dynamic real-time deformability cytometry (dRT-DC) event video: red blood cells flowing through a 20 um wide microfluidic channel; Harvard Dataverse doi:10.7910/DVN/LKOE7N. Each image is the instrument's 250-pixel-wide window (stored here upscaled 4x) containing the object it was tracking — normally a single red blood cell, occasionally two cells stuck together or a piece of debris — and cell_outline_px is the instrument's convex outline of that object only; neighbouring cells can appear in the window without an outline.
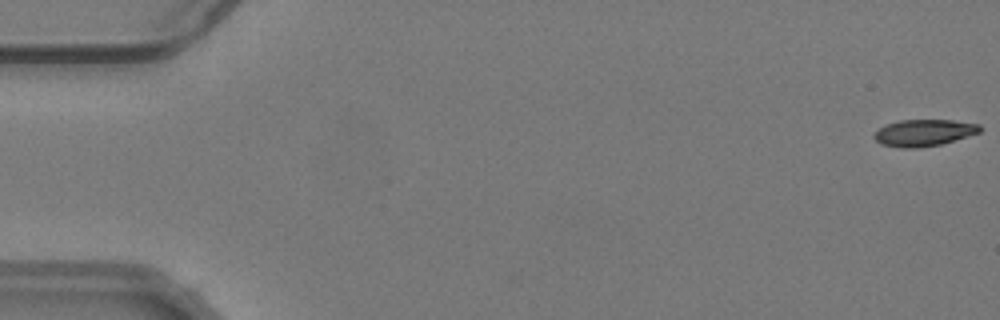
{"species": "common noctule bat (a hibernating species)", "species_latin": "Nyctalus noctula", "temperature_condition": "warm", "stored_images_in_passage": 55, "camera_frame_rate_fps": 3000, "um_per_image_px": 0.085, "animal": {"sex": "male", "body_mass_g": 19.2, "forearm_length_mm": 51.8}, "frame": {"image": 1, "passage_image": 1, "time_ms": 0.0, "image_size_px": [1000, 320], "cell_outline_px": [[984, 128], [980, 132], [940, 144], [920, 148], [900, 148], [880, 144], [872, 136], [880, 128], [888, 124], [900, 120], [952, 120], [980, 124]], "centroid_in_image_um": [78.54, 11.29], "position_along_channel_um": 6.5, "area_um2": 16.42}}
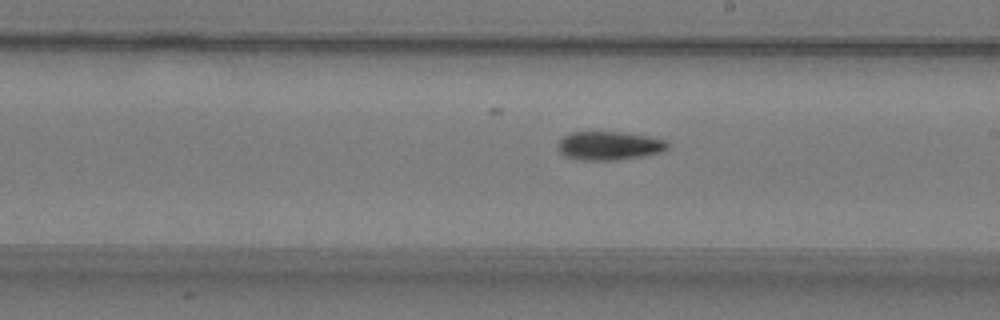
{"frame": {"image": 2, "passage_image": 32, "time_ms": 10.333, "image_size_px": [1000, 320], "cell_outline_px": [[668, 148], [660, 152], [640, 156], [612, 160], [580, 160], [564, 156], [560, 152], [560, 140], [564, 136], [572, 132], [620, 132], [644, 136], [664, 140], [668, 144]], "centroid_in_image_um": [51.75, 12.39], "position_along_channel_um": 237.3, "area_um2": 17.8}}
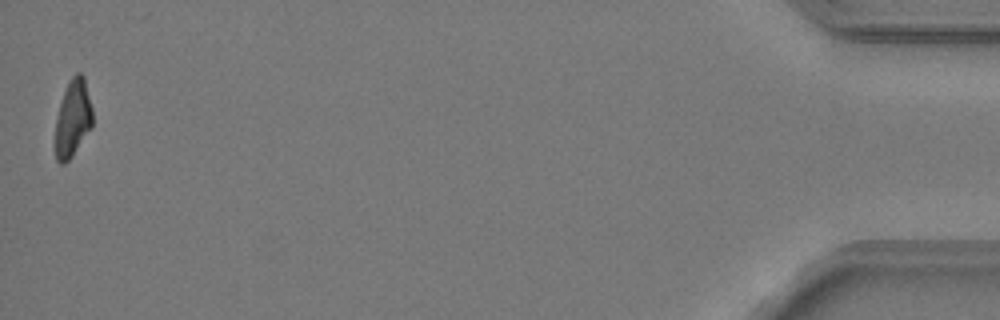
{"frame": {"image": 3, "passage_image": 55, "time_ms": 18.0, "image_size_px": [1000, 320], "cell_outline_px": [[92, 128], [72, 156], [64, 164], [60, 164], [56, 160], [52, 144], [56, 116], [68, 80], [76, 72], [80, 72], [84, 76], [92, 108]], "centroid_in_image_um": [6.15, 10.11], "position_along_channel_um": 429.1, "area_um2": 17.4}, "authors_computed_cell_mechanics": {"area_um2": 18.0914, "velocity_mm_per_s": 3.7812, "shape_relaxation_time_tau1_ms": null, "shape_relaxation_time_tau2_ms": 10.0599, "deformation_change_tau1": null, "deformation_change_tau2": 0.1966}}